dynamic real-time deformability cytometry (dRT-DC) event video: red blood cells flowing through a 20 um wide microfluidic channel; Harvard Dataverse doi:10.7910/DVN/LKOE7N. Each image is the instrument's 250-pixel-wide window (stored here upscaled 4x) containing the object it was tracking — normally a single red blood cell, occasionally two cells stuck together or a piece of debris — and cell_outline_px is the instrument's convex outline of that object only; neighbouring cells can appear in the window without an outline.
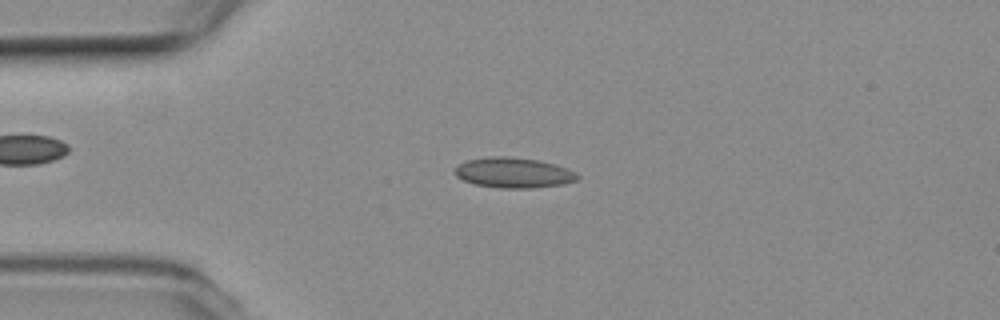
{"species": "common noctule bat (a hibernating species)", "species_latin": "Nyctalus noctula", "temperature_condition": "room temperature", "stored_images_in_passage": 48, "camera_frame_rate_fps": 3000, "um_per_image_px": 0.085, "animal": {"sex": "female", "body_mass_g": 19.3, "forearm_length_mm": 54.1}, "frame": {"image": 1, "passage_image": 7, "time_ms": 2.0, "image_size_px": [1000, 320], "cell_outline_px": [[580, 176], [576, 180], [564, 184], [532, 188], [500, 188], [476, 184], [464, 180], [456, 176], [452, 172], [456, 164], [468, 160], [492, 156], [508, 156], [536, 160], [556, 164], [576, 172]], "centroid_in_image_um": [43.63, 14.68], "position_along_channel_um": 41.4, "area_um2": 21.73}}
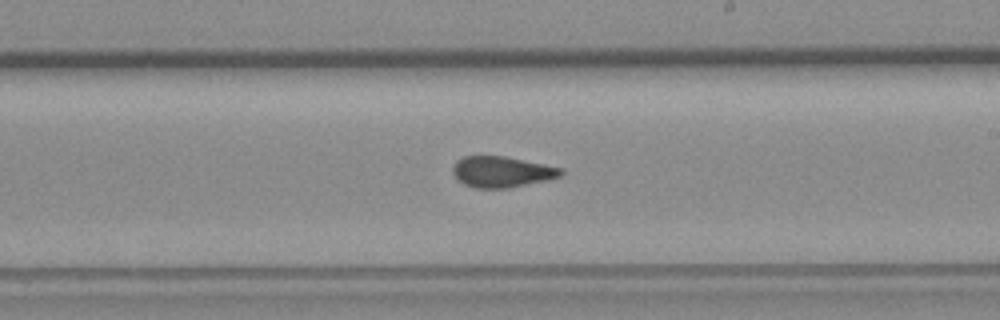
{"frame": {"image": 2, "passage_image": 25, "time_ms": 8.0, "image_size_px": [1000, 320], "cell_outline_px": [[564, 176], [548, 180], [508, 188], [476, 188], [464, 184], [452, 172], [452, 168], [456, 160], [464, 156], [504, 156], [564, 168]], "centroid_in_image_um": [42.7, 14.6], "position_along_channel_um": 246.3, "area_um2": 19.59}}
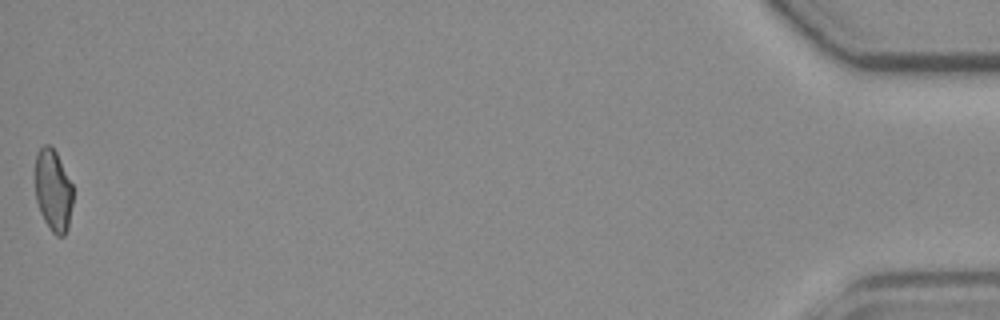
{"frame": {"image": 3, "passage_image": 48, "time_ms": 15.667, "image_size_px": [1000, 320], "cell_outline_px": [[72, 204], [68, 228], [64, 236], [56, 236], [52, 232], [44, 220], [40, 212], [36, 200], [36, 152], [44, 144], [48, 144], [56, 152], [72, 184]], "centroid_in_image_um": [4.52, 16.2], "position_along_channel_um": 430.7, "area_um2": 17.92}, "authors_computed_cell_mechanics": {"area_um2": 19.652, "velocity_mm_per_s": 3.7915, "shape_relaxation_time_tau1_ms": null, "shape_relaxation_time_tau2_ms": 1.3812, "deformation_change_tau1": null, "deformation_change_tau2": 0.0565}}